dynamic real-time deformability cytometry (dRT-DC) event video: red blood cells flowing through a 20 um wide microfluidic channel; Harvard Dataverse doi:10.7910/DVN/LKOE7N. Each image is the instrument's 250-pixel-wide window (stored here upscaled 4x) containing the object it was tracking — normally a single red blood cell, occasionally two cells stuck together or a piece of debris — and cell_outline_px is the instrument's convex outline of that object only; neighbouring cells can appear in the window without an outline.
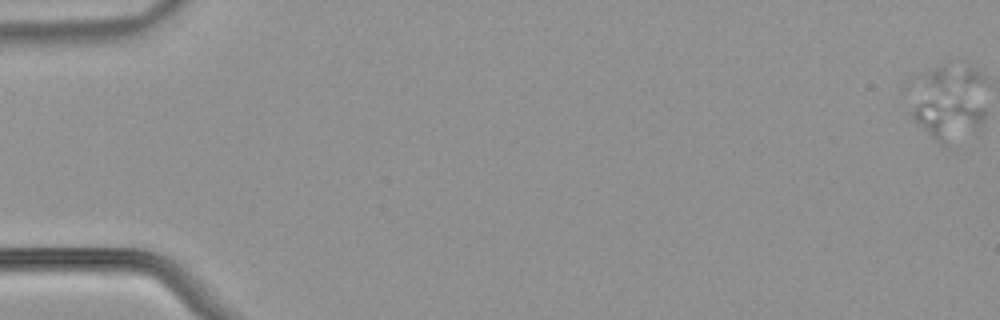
{"species": "common noctule bat (a hibernating species)", "species_latin": "Nyctalus noctula", "temperature_condition": "warm", "stored_images_in_passage": 5, "camera_frame_rate_fps": 3000, "um_per_image_px": 0.085, "animal": {"sex": "male", "body_mass_g": 21.5, "forearm_length_mm": 52.0}, "frame": {"image": 1, "passage_image": 2, "time_ms": 0.333, "image_size_px": [1000, 320], "cell_outline_px": [[984, 116], [976, 124], [948, 148], [944, 148], [912, 116], [912, 112], [920, 104], [960, 104], [984, 108]], "centroid_in_image_um": [80.55, 10.26], "position_along_channel_um": 4.5, "area_um2": 14.57}}